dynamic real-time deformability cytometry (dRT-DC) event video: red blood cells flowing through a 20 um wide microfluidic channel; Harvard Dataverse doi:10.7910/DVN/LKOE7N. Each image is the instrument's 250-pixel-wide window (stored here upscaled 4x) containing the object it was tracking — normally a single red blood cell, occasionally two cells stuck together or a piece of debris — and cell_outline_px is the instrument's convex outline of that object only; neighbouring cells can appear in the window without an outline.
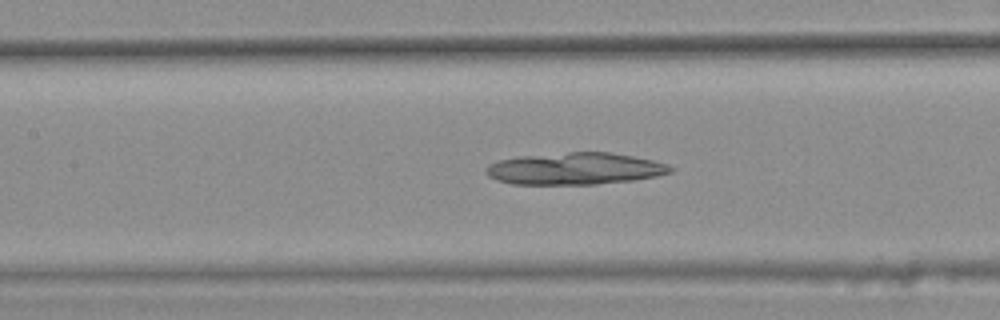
{"species": "common noctule bat (a hibernating species)", "species_latin": "Nyctalus noctula", "temperature_condition": "warm", "stored_images_in_passage": 44, "camera_frame_rate_fps": 3000, "um_per_image_px": 0.085, "animal": {"sex": "female", "body_mass_g": 25.1}, "frame": {"image": 1, "passage_image": 23, "time_ms": 7.333, "image_size_px": [1000, 320], "cell_outline_px": [[676, 168], [672, 172], [656, 176], [632, 180], [596, 184], [512, 184], [496, 180], [488, 176], [484, 172], [484, 168], [488, 164], [496, 160], [516, 156], [568, 152], [608, 152], [632, 156], [652, 160], [668, 164]], "centroid_in_image_um": [48.82, 14.33], "position_along_channel_um": 158.6, "area_um2": 34.62}}
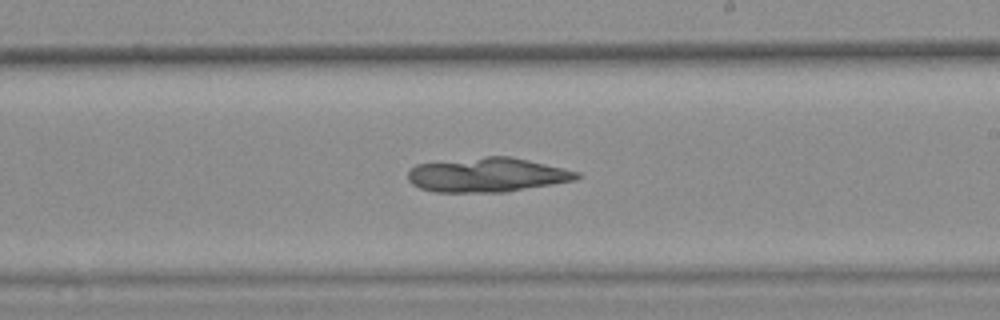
{"frame": {"image": 2, "passage_image": 30, "time_ms": 9.667, "image_size_px": [1000, 320], "cell_outline_px": [[584, 176], [576, 180], [504, 192], [436, 192], [420, 188], [412, 184], [408, 180], [408, 172], [416, 164], [488, 156], [512, 156], [580, 172]], "centroid_in_image_um": [41.44, 14.86], "position_along_channel_um": 247.6, "area_um2": 33.76}}
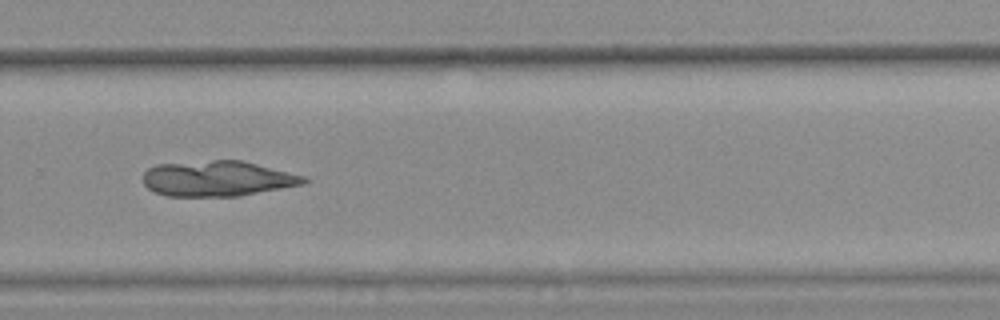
{"frame": {"image": 3, "passage_image": 35, "time_ms": 11.333, "image_size_px": [1000, 320], "cell_outline_px": [[308, 180], [304, 184], [240, 196], [168, 196], [156, 192], [148, 188], [144, 184], [144, 172], [148, 168], [156, 164], [212, 160], [240, 160], [304, 176]], "centroid_in_image_um": [18.46, 15.18], "position_along_channel_um": 311.3, "area_um2": 33.0}}